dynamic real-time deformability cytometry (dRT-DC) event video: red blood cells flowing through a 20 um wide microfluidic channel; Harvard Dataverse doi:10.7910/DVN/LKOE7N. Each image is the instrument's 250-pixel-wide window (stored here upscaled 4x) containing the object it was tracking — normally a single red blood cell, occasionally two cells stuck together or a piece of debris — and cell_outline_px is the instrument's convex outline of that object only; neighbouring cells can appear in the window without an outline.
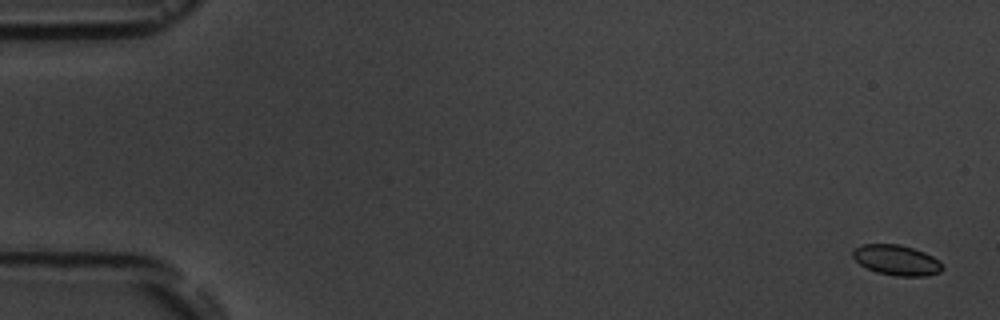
{"species": "common noctule bat (a hibernating species)", "species_latin": "Nyctalus noctula", "temperature_condition": "room temperature", "stored_images_in_passage": 4, "camera_frame_rate_fps": 3000, "um_per_image_px": 0.085, "animal": {"sex": "male", "body_mass_g": 19.5, "forearm_length_mm": 54.6}, "frame": {"image": 1, "passage_image": 1, "time_ms": 0.0, "image_size_px": [1000, 320], "cell_outline_px": [[944, 268], [940, 272], [928, 276], [896, 276], [876, 272], [860, 264], [852, 256], [852, 252], [860, 244], [900, 244], [924, 252], [932, 256]], "centroid_in_image_um": [76.19, 22.11], "position_along_channel_um": 8.8, "area_um2": 15.72}}